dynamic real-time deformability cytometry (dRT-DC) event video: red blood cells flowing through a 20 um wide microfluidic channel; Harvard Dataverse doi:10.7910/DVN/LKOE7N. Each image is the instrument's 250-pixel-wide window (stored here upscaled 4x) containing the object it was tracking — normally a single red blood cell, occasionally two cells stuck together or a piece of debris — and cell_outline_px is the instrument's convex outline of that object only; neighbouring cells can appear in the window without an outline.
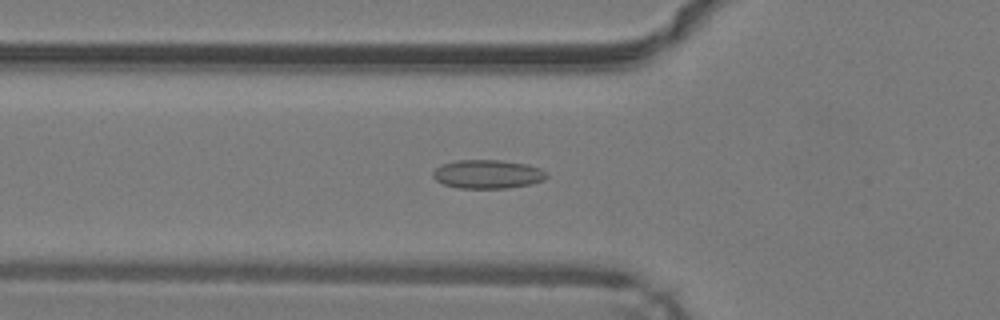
{"species": "common noctule bat (a hibernating species)", "species_latin": "Nyctalus noctula", "temperature_condition": "warm", "stored_images_in_passage": 48, "camera_frame_rate_fps": 3000, "um_per_image_px": 0.085, "animal": {"sex": "male", "body_mass_g": 19.2, "forearm_length_mm": 51.8}, "frame": {"image": 1, "passage_image": 17, "time_ms": 5.333, "image_size_px": [1000, 320], "cell_outline_px": [[548, 176], [544, 180], [532, 184], [508, 188], [460, 188], [444, 184], [436, 180], [432, 176], [432, 172], [436, 168], [444, 164], [456, 160], [500, 160], [528, 164], [540, 168], [548, 172]], "centroid_in_image_um": [41.49, 14.8], "position_along_channel_um": 84.3, "area_um2": 19.13}}
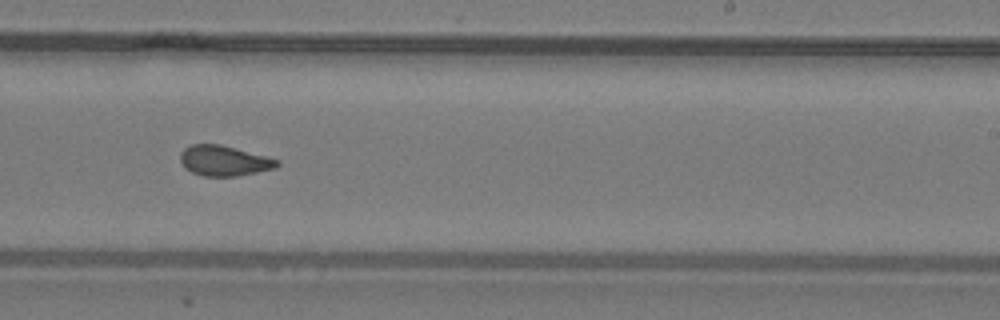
{"frame": {"image": 2, "passage_image": 30, "time_ms": 9.667, "image_size_px": [1000, 320], "cell_outline_px": [[280, 164], [276, 168], [236, 176], [204, 176], [192, 172], [184, 168], [180, 160], [180, 152], [184, 148], [192, 144], [220, 144], [280, 160]], "centroid_in_image_um": [19.03, 13.66], "position_along_channel_um": 270.0, "area_um2": 17.05}}
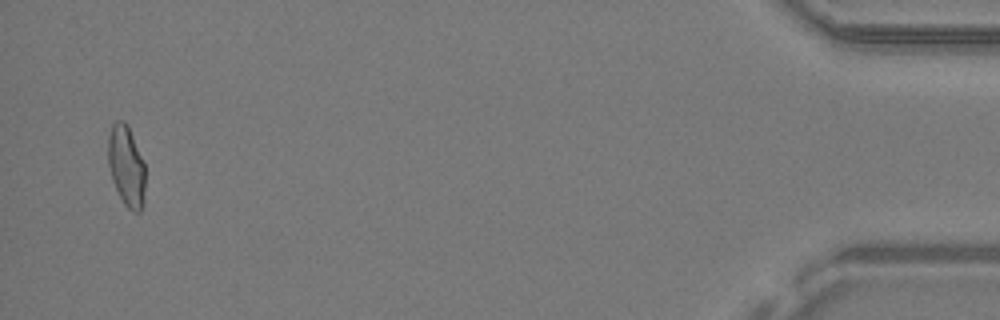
{"frame": {"image": 3, "passage_image": 47, "time_ms": 15.333, "image_size_px": [1000, 320], "cell_outline_px": [[144, 204], [140, 212], [132, 212], [124, 204], [112, 180], [108, 164], [108, 136], [112, 124], [116, 120], [124, 120], [128, 124], [144, 160]], "centroid_in_image_um": [10.74, 14.08], "position_along_channel_um": 424.5, "area_um2": 17.74}, "authors_computed_cell_mechanics": {"area_um2": 17.5423, "velocity_mm_per_s": 4.2707, "shape_relaxation_time_tau1_ms": null, "shape_relaxation_time_tau2_ms": 1.0836, "deformation_change_tau1": null, "deformation_change_tau2": 0.0647}}